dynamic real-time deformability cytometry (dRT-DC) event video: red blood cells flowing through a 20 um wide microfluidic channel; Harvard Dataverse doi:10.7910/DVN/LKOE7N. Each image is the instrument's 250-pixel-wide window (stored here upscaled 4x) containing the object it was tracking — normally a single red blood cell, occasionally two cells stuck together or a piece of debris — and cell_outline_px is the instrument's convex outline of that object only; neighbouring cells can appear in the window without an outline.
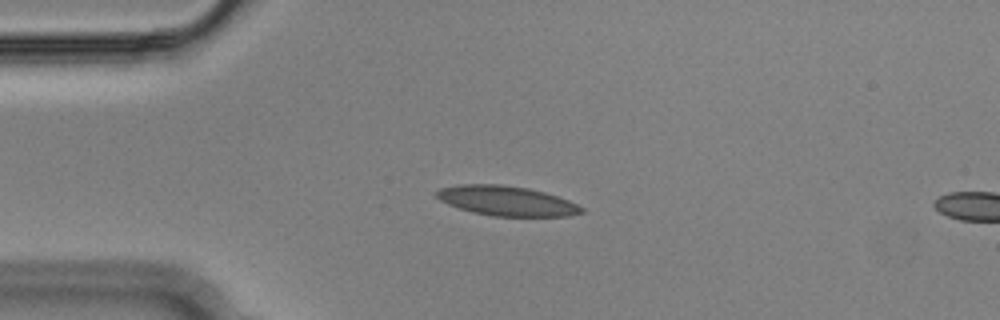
{"species": "Egyptian fruit bat (a non-hibernating species)", "species_latin": "Rousettus aegyptiacus", "temperature_condition": "cold", "stored_images_in_passage": 4, "camera_frame_rate_fps": 3000, "um_per_image_px": 0.085, "animal": {"sex": "male"}, "frame": {"image": 1, "passage_image": 1, "time_ms": 0.0, "image_size_px": [1000, 320], "cell_outline_px": [[584, 212], [568, 216], [492, 216], [472, 212], [448, 204], [440, 200], [436, 196], [436, 192], [440, 188], [460, 184], [500, 184], [528, 188], [544, 192], [568, 200], [584, 208]], "centroid_in_image_um": [43.05, 17.07], "position_along_channel_um": 41.9, "area_um2": 25.03}}